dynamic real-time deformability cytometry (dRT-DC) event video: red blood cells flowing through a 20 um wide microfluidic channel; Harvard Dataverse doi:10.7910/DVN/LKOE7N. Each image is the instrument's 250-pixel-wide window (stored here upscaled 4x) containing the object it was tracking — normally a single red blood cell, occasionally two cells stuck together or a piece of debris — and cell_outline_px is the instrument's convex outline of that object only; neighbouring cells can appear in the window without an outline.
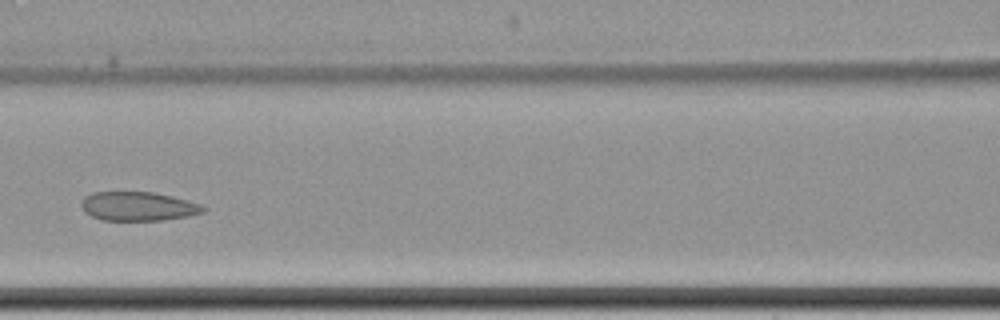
{"species": "common noctule bat (a hibernating species)", "species_latin": "Nyctalus noctula", "temperature_condition": "cold", "stored_images_in_passage": 8, "camera_frame_rate_fps": 3000, "um_per_image_px": 0.085, "animal": {"sex": "female", "body_mass_g": 22.7, "forearm_length_mm": 54.2}, "frame": {"image": 1, "passage_image": 7, "time_ms": 7.333, "image_size_px": [1000, 320], "cell_outline_px": [[208, 208], [204, 212], [188, 216], [164, 220], [104, 220], [92, 216], [84, 212], [80, 208], [80, 204], [84, 196], [92, 192], [152, 192], [172, 196], [200, 204]], "centroid_in_image_um": [11.72, 17.53], "position_along_channel_um": 154.9, "area_um2": 20.69}}
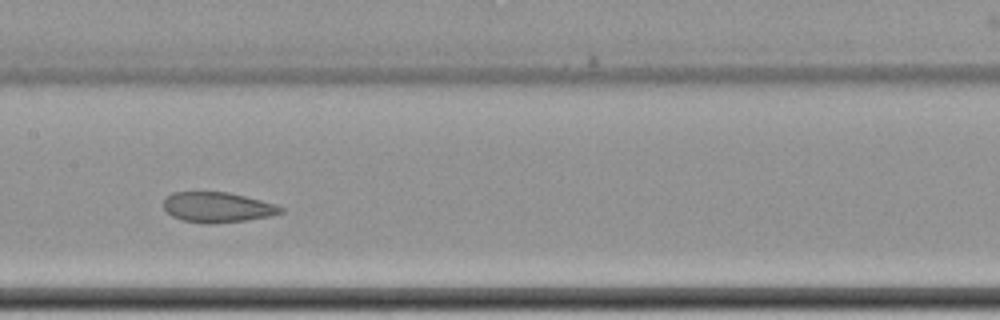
{"frame": {"image": 2, "passage_image": 8, "time_ms": 8.333, "image_size_px": [1000, 320], "cell_outline_px": [[284, 212], [272, 216], [244, 220], [208, 224], [204, 224], [184, 220], [172, 216], [164, 208], [164, 200], [172, 192], [228, 192], [276, 204], [284, 208]], "centroid_in_image_um": [18.51, 17.62], "position_along_channel_um": 188.9, "area_um2": 20.52}}